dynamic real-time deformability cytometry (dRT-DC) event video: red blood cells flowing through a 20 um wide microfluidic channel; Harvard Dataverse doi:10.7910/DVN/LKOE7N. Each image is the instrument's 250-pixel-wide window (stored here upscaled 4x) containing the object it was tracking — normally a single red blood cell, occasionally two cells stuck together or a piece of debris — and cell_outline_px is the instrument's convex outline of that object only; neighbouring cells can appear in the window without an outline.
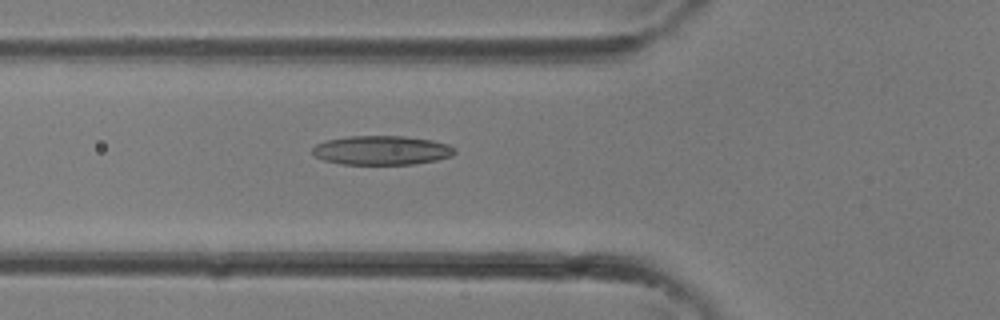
{"species": "common noctule bat (a hibernating species)", "species_latin": "Nyctalus noctula", "temperature_condition": "room temperature", "stored_images_in_passage": 27, "camera_frame_rate_fps": 3000, "um_per_image_px": 0.085, "animal": {"sex": "female"}, "frame": {"image": 1, "passage_image": 7, "time_ms": 2.0, "image_size_px": [1000, 320], "cell_outline_px": [[456, 152], [452, 156], [436, 160], [412, 164], [340, 164], [324, 160], [316, 156], [312, 152], [312, 148], [316, 144], [324, 140], [348, 136], [404, 136], [432, 140], [448, 144], [456, 148]], "centroid_in_image_um": [32.44, 12.77], "position_along_channel_um": 93.4, "area_um2": 24.28}}
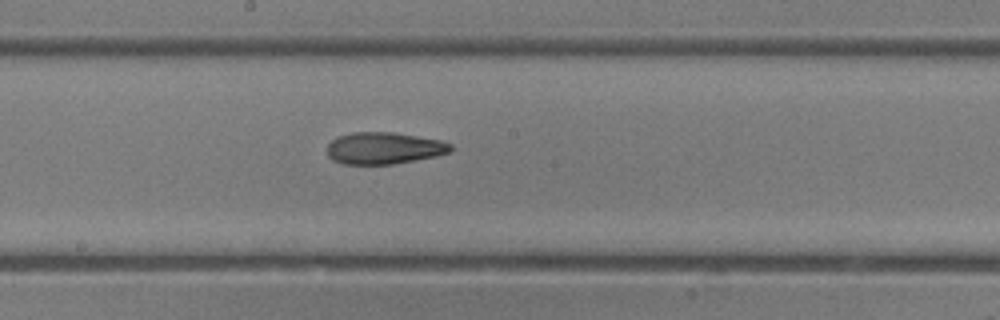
{"frame": {"image": 2, "passage_image": 13, "time_ms": 4.0, "image_size_px": [1000, 320], "cell_outline_px": [[452, 152], [436, 156], [416, 160], [392, 164], [344, 164], [332, 160], [328, 156], [328, 144], [336, 136], [352, 132], [392, 132], [440, 140], [452, 144]], "centroid_in_image_um": [32.64, 12.59], "position_along_channel_um": 215.6, "area_um2": 23.0}}
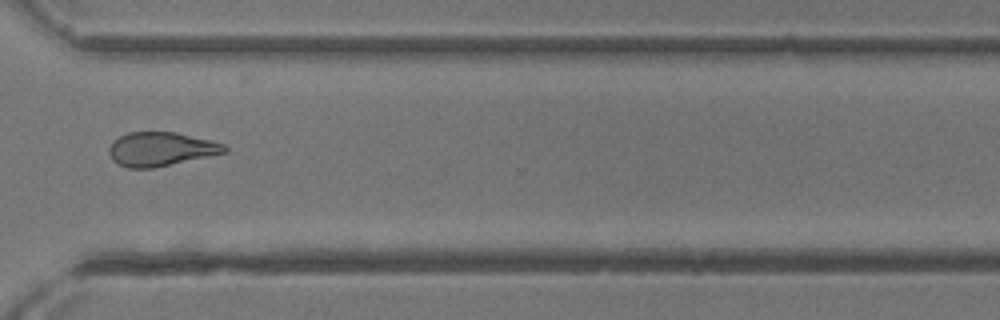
{"frame": {"image": 3, "passage_image": 20, "time_ms": 6.333, "image_size_px": [1000, 320], "cell_outline_px": [[228, 152], [152, 168], [128, 168], [116, 164], [112, 160], [108, 152], [108, 148], [120, 136], [128, 132], [176, 132], [212, 140], [224, 144], [228, 148]], "centroid_in_image_um": [13.68, 12.67], "position_along_channel_um": 356.9, "area_um2": 22.83}}